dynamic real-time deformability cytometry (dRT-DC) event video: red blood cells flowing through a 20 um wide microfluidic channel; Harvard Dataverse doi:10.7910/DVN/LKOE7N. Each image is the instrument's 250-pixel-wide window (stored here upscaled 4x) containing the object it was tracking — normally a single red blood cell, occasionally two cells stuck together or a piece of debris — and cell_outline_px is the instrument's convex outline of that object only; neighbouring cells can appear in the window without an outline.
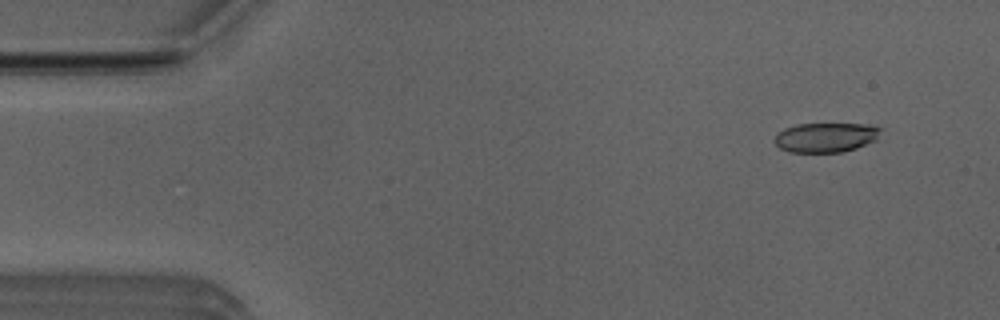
{"species": "Egyptian fruit bat (a non-hibernating species)", "species_latin": "Rousettus aegyptiacus", "temperature_condition": "room temperature", "stored_images_in_passage": 50, "camera_frame_rate_fps": 3000, "um_per_image_px": 0.085, "animal": {"sex": "male"}, "frame": {"image": 1, "passage_image": 3, "time_ms": 0.667, "image_size_px": [1000, 320], "cell_outline_px": [[880, 128], [876, 140], [856, 148], [844, 152], [788, 152], [780, 148], [772, 140], [776, 132], [784, 128], [796, 124], [864, 124]], "centroid_in_image_um": [70.11, 11.68], "position_along_channel_um": 14.9, "area_um2": 18.32}}
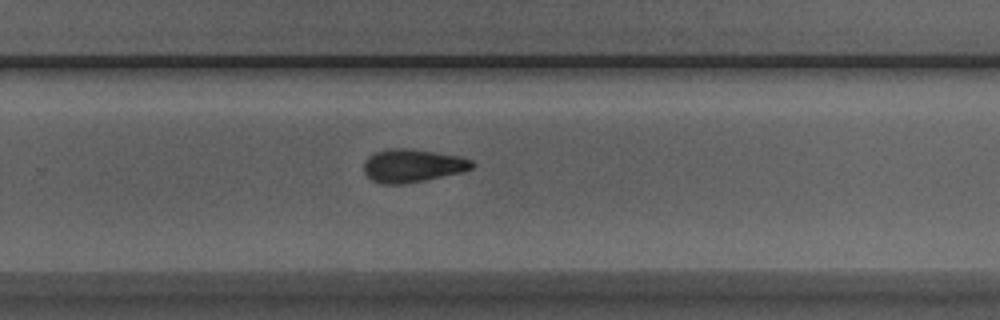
{"frame": {"image": 2, "passage_image": 32, "time_ms": 10.333, "image_size_px": [1000, 320], "cell_outline_px": [[476, 164], [472, 168], [460, 172], [424, 180], [404, 184], [384, 184], [372, 180], [364, 172], [364, 164], [368, 156], [376, 152], [388, 148], [408, 148], [460, 156], [472, 160]], "centroid_in_image_um": [35.06, 14.07], "position_along_channel_um": 294.7, "area_um2": 20.75}}
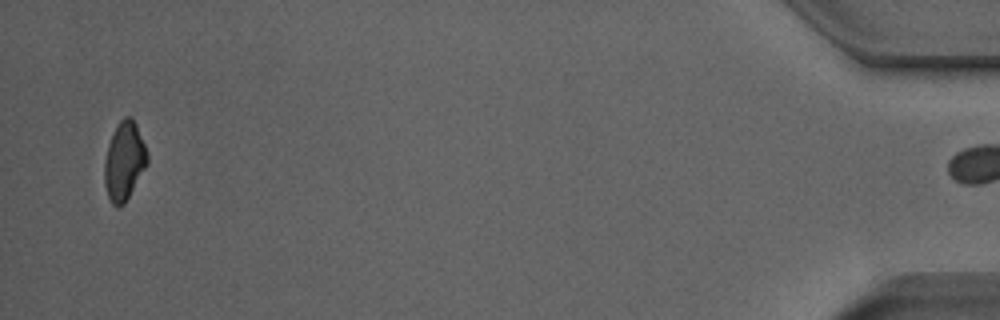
{"frame": {"image": 3, "passage_image": 49, "time_ms": 16.0, "image_size_px": [1000, 320], "cell_outline_px": [[148, 164], [124, 204], [120, 208], [116, 208], [112, 204], [108, 196], [104, 184], [104, 160], [108, 144], [120, 120], [124, 116], [132, 116], [136, 124], [144, 144], [148, 156]], "centroid_in_image_um": [10.55, 13.72], "position_along_channel_um": 424.6, "area_um2": 19.59}, "authors_computed_cell_mechanics": {"area_um2": 20.3456, "velocity_mm_per_s": 3.9415, "shape_relaxation_time_tau1_ms": 10.5572, "shape_relaxation_time_tau2_ms": 3.3301, "deformation_change_tau1": 0.2084, "deformation_change_tau2": 0.0937}}